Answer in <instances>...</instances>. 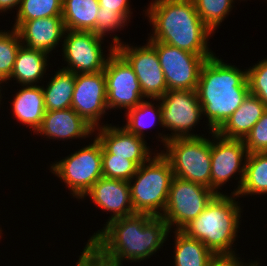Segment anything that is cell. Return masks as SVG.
Instances as JSON below:
<instances>
[{
    "label": "cell",
    "mask_w": 267,
    "mask_h": 266,
    "mask_svg": "<svg viewBox=\"0 0 267 266\" xmlns=\"http://www.w3.org/2000/svg\"><path fill=\"white\" fill-rule=\"evenodd\" d=\"M47 55L44 51L28 49L22 45L17 52L12 74L7 81L13 78L21 86L37 85L36 82L43 78L46 71Z\"/></svg>",
    "instance_id": "7402d4cb"
},
{
    "label": "cell",
    "mask_w": 267,
    "mask_h": 266,
    "mask_svg": "<svg viewBox=\"0 0 267 266\" xmlns=\"http://www.w3.org/2000/svg\"><path fill=\"white\" fill-rule=\"evenodd\" d=\"M51 171L66 183L73 197L82 199L85 193L103 177L101 142L95 136L93 143L53 163Z\"/></svg>",
    "instance_id": "52a82bcc"
},
{
    "label": "cell",
    "mask_w": 267,
    "mask_h": 266,
    "mask_svg": "<svg viewBox=\"0 0 267 266\" xmlns=\"http://www.w3.org/2000/svg\"><path fill=\"white\" fill-rule=\"evenodd\" d=\"M196 93L208 129L216 132L250 93L247 69L241 71L214 54L202 65Z\"/></svg>",
    "instance_id": "7a4b0ae2"
},
{
    "label": "cell",
    "mask_w": 267,
    "mask_h": 266,
    "mask_svg": "<svg viewBox=\"0 0 267 266\" xmlns=\"http://www.w3.org/2000/svg\"><path fill=\"white\" fill-rule=\"evenodd\" d=\"M211 134L214 137V140L211 141V190L215 194H223L217 189L226 184L238 172L239 184L232 193L237 196L243 183L244 161L248 155L244 141L243 139H227L219 136L216 132Z\"/></svg>",
    "instance_id": "5bb4252c"
},
{
    "label": "cell",
    "mask_w": 267,
    "mask_h": 266,
    "mask_svg": "<svg viewBox=\"0 0 267 266\" xmlns=\"http://www.w3.org/2000/svg\"><path fill=\"white\" fill-rule=\"evenodd\" d=\"M138 166L131 160L121 157H102L103 177L129 181L136 173Z\"/></svg>",
    "instance_id": "4dcf8cb0"
},
{
    "label": "cell",
    "mask_w": 267,
    "mask_h": 266,
    "mask_svg": "<svg viewBox=\"0 0 267 266\" xmlns=\"http://www.w3.org/2000/svg\"><path fill=\"white\" fill-rule=\"evenodd\" d=\"M231 195L216 194L200 215L181 229L187 236L202 242L213 254L235 253L232 245L238 236L242 209L235 195Z\"/></svg>",
    "instance_id": "277c9868"
},
{
    "label": "cell",
    "mask_w": 267,
    "mask_h": 266,
    "mask_svg": "<svg viewBox=\"0 0 267 266\" xmlns=\"http://www.w3.org/2000/svg\"><path fill=\"white\" fill-rule=\"evenodd\" d=\"M63 0H22L17 9L16 22L52 16H62Z\"/></svg>",
    "instance_id": "83f0119b"
},
{
    "label": "cell",
    "mask_w": 267,
    "mask_h": 266,
    "mask_svg": "<svg viewBox=\"0 0 267 266\" xmlns=\"http://www.w3.org/2000/svg\"><path fill=\"white\" fill-rule=\"evenodd\" d=\"M99 8L98 0H63L62 19L65 29L93 32Z\"/></svg>",
    "instance_id": "603a6c76"
},
{
    "label": "cell",
    "mask_w": 267,
    "mask_h": 266,
    "mask_svg": "<svg viewBox=\"0 0 267 266\" xmlns=\"http://www.w3.org/2000/svg\"><path fill=\"white\" fill-rule=\"evenodd\" d=\"M98 2L103 10L116 11L129 21L131 17L129 0H98Z\"/></svg>",
    "instance_id": "d590c367"
},
{
    "label": "cell",
    "mask_w": 267,
    "mask_h": 266,
    "mask_svg": "<svg viewBox=\"0 0 267 266\" xmlns=\"http://www.w3.org/2000/svg\"><path fill=\"white\" fill-rule=\"evenodd\" d=\"M21 43L28 49L40 50L49 54L64 37L65 26L62 16L15 22Z\"/></svg>",
    "instance_id": "ac0fdd59"
},
{
    "label": "cell",
    "mask_w": 267,
    "mask_h": 266,
    "mask_svg": "<svg viewBox=\"0 0 267 266\" xmlns=\"http://www.w3.org/2000/svg\"><path fill=\"white\" fill-rule=\"evenodd\" d=\"M71 108L94 129L108 111L104 71L76 74Z\"/></svg>",
    "instance_id": "9a60e30c"
},
{
    "label": "cell",
    "mask_w": 267,
    "mask_h": 266,
    "mask_svg": "<svg viewBox=\"0 0 267 266\" xmlns=\"http://www.w3.org/2000/svg\"><path fill=\"white\" fill-rule=\"evenodd\" d=\"M21 46L22 43L15 28L7 32L0 30V78L6 82L12 74L17 52Z\"/></svg>",
    "instance_id": "f546056e"
},
{
    "label": "cell",
    "mask_w": 267,
    "mask_h": 266,
    "mask_svg": "<svg viewBox=\"0 0 267 266\" xmlns=\"http://www.w3.org/2000/svg\"><path fill=\"white\" fill-rule=\"evenodd\" d=\"M173 178L171 165L161 152L141 164L129 180L134 212L162 216Z\"/></svg>",
    "instance_id": "5b68a950"
},
{
    "label": "cell",
    "mask_w": 267,
    "mask_h": 266,
    "mask_svg": "<svg viewBox=\"0 0 267 266\" xmlns=\"http://www.w3.org/2000/svg\"><path fill=\"white\" fill-rule=\"evenodd\" d=\"M232 254H214L208 266H259V262L252 261V263H244L240 261V257Z\"/></svg>",
    "instance_id": "e575fe53"
},
{
    "label": "cell",
    "mask_w": 267,
    "mask_h": 266,
    "mask_svg": "<svg viewBox=\"0 0 267 266\" xmlns=\"http://www.w3.org/2000/svg\"><path fill=\"white\" fill-rule=\"evenodd\" d=\"M95 129L72 108L46 111L37 134L49 139L87 138ZM87 136V137H86Z\"/></svg>",
    "instance_id": "d6986e66"
},
{
    "label": "cell",
    "mask_w": 267,
    "mask_h": 266,
    "mask_svg": "<svg viewBox=\"0 0 267 266\" xmlns=\"http://www.w3.org/2000/svg\"><path fill=\"white\" fill-rule=\"evenodd\" d=\"M63 38L62 51L68 66L62 69L74 74L103 71L108 57L115 51V46L111 45L105 58L101 46L104 38L91 31L65 30Z\"/></svg>",
    "instance_id": "8fae6325"
},
{
    "label": "cell",
    "mask_w": 267,
    "mask_h": 266,
    "mask_svg": "<svg viewBox=\"0 0 267 266\" xmlns=\"http://www.w3.org/2000/svg\"><path fill=\"white\" fill-rule=\"evenodd\" d=\"M148 42L156 49L168 90H196L202 65L213 55H198L162 42Z\"/></svg>",
    "instance_id": "30bf717a"
},
{
    "label": "cell",
    "mask_w": 267,
    "mask_h": 266,
    "mask_svg": "<svg viewBox=\"0 0 267 266\" xmlns=\"http://www.w3.org/2000/svg\"><path fill=\"white\" fill-rule=\"evenodd\" d=\"M85 245L98 259L110 266L149 259L163 246L170 233L162 216L135 213L107 221Z\"/></svg>",
    "instance_id": "6da1fadb"
},
{
    "label": "cell",
    "mask_w": 267,
    "mask_h": 266,
    "mask_svg": "<svg viewBox=\"0 0 267 266\" xmlns=\"http://www.w3.org/2000/svg\"><path fill=\"white\" fill-rule=\"evenodd\" d=\"M96 130L99 132L95 136L102 144V157H121L133 161L139 167L152 156L144 138L130 133L123 126L104 124Z\"/></svg>",
    "instance_id": "2e32d148"
},
{
    "label": "cell",
    "mask_w": 267,
    "mask_h": 266,
    "mask_svg": "<svg viewBox=\"0 0 267 266\" xmlns=\"http://www.w3.org/2000/svg\"><path fill=\"white\" fill-rule=\"evenodd\" d=\"M128 23L127 20L116 11H108L103 10L101 7L99 8L97 19H96V27L93 31L94 34L104 37L106 33L110 31H116L126 26Z\"/></svg>",
    "instance_id": "836d02e7"
},
{
    "label": "cell",
    "mask_w": 267,
    "mask_h": 266,
    "mask_svg": "<svg viewBox=\"0 0 267 266\" xmlns=\"http://www.w3.org/2000/svg\"><path fill=\"white\" fill-rule=\"evenodd\" d=\"M113 45L115 50L133 68L144 98L158 99L168 91L156 49L149 42L142 47H133L123 44L120 38L115 35Z\"/></svg>",
    "instance_id": "7c38bea8"
},
{
    "label": "cell",
    "mask_w": 267,
    "mask_h": 266,
    "mask_svg": "<svg viewBox=\"0 0 267 266\" xmlns=\"http://www.w3.org/2000/svg\"><path fill=\"white\" fill-rule=\"evenodd\" d=\"M103 71L106 79L108 110L124 108L127 112L144 100L133 68L116 50L108 57Z\"/></svg>",
    "instance_id": "4fadbf2b"
},
{
    "label": "cell",
    "mask_w": 267,
    "mask_h": 266,
    "mask_svg": "<svg viewBox=\"0 0 267 266\" xmlns=\"http://www.w3.org/2000/svg\"><path fill=\"white\" fill-rule=\"evenodd\" d=\"M266 110V105L249 93L216 133L227 139H244Z\"/></svg>",
    "instance_id": "ffe728a7"
},
{
    "label": "cell",
    "mask_w": 267,
    "mask_h": 266,
    "mask_svg": "<svg viewBox=\"0 0 267 266\" xmlns=\"http://www.w3.org/2000/svg\"><path fill=\"white\" fill-rule=\"evenodd\" d=\"M166 152L174 176L199 183L211 189V141L204 136L179 137L168 140Z\"/></svg>",
    "instance_id": "8992f818"
},
{
    "label": "cell",
    "mask_w": 267,
    "mask_h": 266,
    "mask_svg": "<svg viewBox=\"0 0 267 266\" xmlns=\"http://www.w3.org/2000/svg\"><path fill=\"white\" fill-rule=\"evenodd\" d=\"M267 194V152L248 153L245 174L237 197Z\"/></svg>",
    "instance_id": "484cf974"
},
{
    "label": "cell",
    "mask_w": 267,
    "mask_h": 266,
    "mask_svg": "<svg viewBox=\"0 0 267 266\" xmlns=\"http://www.w3.org/2000/svg\"><path fill=\"white\" fill-rule=\"evenodd\" d=\"M125 114L127 122L123 127L138 137L144 138L143 130L147 129L148 126H154L156 120L163 127L161 104L154 107L152 102L142 100L136 107L128 110Z\"/></svg>",
    "instance_id": "4316f807"
},
{
    "label": "cell",
    "mask_w": 267,
    "mask_h": 266,
    "mask_svg": "<svg viewBox=\"0 0 267 266\" xmlns=\"http://www.w3.org/2000/svg\"><path fill=\"white\" fill-rule=\"evenodd\" d=\"M146 11L154 31L148 41L193 54L214 55L207 46L213 32L199 17L192 0H154Z\"/></svg>",
    "instance_id": "3957f363"
},
{
    "label": "cell",
    "mask_w": 267,
    "mask_h": 266,
    "mask_svg": "<svg viewBox=\"0 0 267 266\" xmlns=\"http://www.w3.org/2000/svg\"><path fill=\"white\" fill-rule=\"evenodd\" d=\"M152 100L161 101L163 127L173 131L170 136L159 135L163 145L173 138L198 137L189 132L203 116L196 90H168L161 98Z\"/></svg>",
    "instance_id": "9c48e42d"
},
{
    "label": "cell",
    "mask_w": 267,
    "mask_h": 266,
    "mask_svg": "<svg viewBox=\"0 0 267 266\" xmlns=\"http://www.w3.org/2000/svg\"><path fill=\"white\" fill-rule=\"evenodd\" d=\"M11 103L15 118L23 125L30 126L33 132L36 133L46 112L42 86H23L16 93Z\"/></svg>",
    "instance_id": "44dd1931"
},
{
    "label": "cell",
    "mask_w": 267,
    "mask_h": 266,
    "mask_svg": "<svg viewBox=\"0 0 267 266\" xmlns=\"http://www.w3.org/2000/svg\"><path fill=\"white\" fill-rule=\"evenodd\" d=\"M129 181L100 178L82 197L89 196L102 210L112 212L108 221L135 214L130 194Z\"/></svg>",
    "instance_id": "e0dca14e"
},
{
    "label": "cell",
    "mask_w": 267,
    "mask_h": 266,
    "mask_svg": "<svg viewBox=\"0 0 267 266\" xmlns=\"http://www.w3.org/2000/svg\"><path fill=\"white\" fill-rule=\"evenodd\" d=\"M195 9L204 22V24L212 31L218 27L224 18L229 15L234 3L233 0H192ZM228 14V15H227Z\"/></svg>",
    "instance_id": "f1b7e54d"
},
{
    "label": "cell",
    "mask_w": 267,
    "mask_h": 266,
    "mask_svg": "<svg viewBox=\"0 0 267 266\" xmlns=\"http://www.w3.org/2000/svg\"><path fill=\"white\" fill-rule=\"evenodd\" d=\"M243 141L248 153L267 152V110Z\"/></svg>",
    "instance_id": "d6a6232c"
},
{
    "label": "cell",
    "mask_w": 267,
    "mask_h": 266,
    "mask_svg": "<svg viewBox=\"0 0 267 266\" xmlns=\"http://www.w3.org/2000/svg\"><path fill=\"white\" fill-rule=\"evenodd\" d=\"M76 74L63 69L56 72L46 88L42 86L45 110H61L71 108Z\"/></svg>",
    "instance_id": "cb8c5ba5"
},
{
    "label": "cell",
    "mask_w": 267,
    "mask_h": 266,
    "mask_svg": "<svg viewBox=\"0 0 267 266\" xmlns=\"http://www.w3.org/2000/svg\"><path fill=\"white\" fill-rule=\"evenodd\" d=\"M4 82H5V81H4L2 78H0V84L2 85V83H4ZM1 85H0V87H1ZM1 91H2V90H0V94H1ZM1 96H2V95H0V98H1ZM0 102H1V100H0Z\"/></svg>",
    "instance_id": "f35d334b"
},
{
    "label": "cell",
    "mask_w": 267,
    "mask_h": 266,
    "mask_svg": "<svg viewBox=\"0 0 267 266\" xmlns=\"http://www.w3.org/2000/svg\"><path fill=\"white\" fill-rule=\"evenodd\" d=\"M22 0H0V12H6L13 7H20Z\"/></svg>",
    "instance_id": "74e56055"
},
{
    "label": "cell",
    "mask_w": 267,
    "mask_h": 266,
    "mask_svg": "<svg viewBox=\"0 0 267 266\" xmlns=\"http://www.w3.org/2000/svg\"><path fill=\"white\" fill-rule=\"evenodd\" d=\"M76 266H110L98 259L86 246Z\"/></svg>",
    "instance_id": "8d00e7d4"
},
{
    "label": "cell",
    "mask_w": 267,
    "mask_h": 266,
    "mask_svg": "<svg viewBox=\"0 0 267 266\" xmlns=\"http://www.w3.org/2000/svg\"><path fill=\"white\" fill-rule=\"evenodd\" d=\"M216 194L207 186L174 176L162 218L181 230L197 218Z\"/></svg>",
    "instance_id": "ba28073f"
},
{
    "label": "cell",
    "mask_w": 267,
    "mask_h": 266,
    "mask_svg": "<svg viewBox=\"0 0 267 266\" xmlns=\"http://www.w3.org/2000/svg\"><path fill=\"white\" fill-rule=\"evenodd\" d=\"M174 266H208L213 253L199 240L175 228Z\"/></svg>",
    "instance_id": "d4e9b609"
},
{
    "label": "cell",
    "mask_w": 267,
    "mask_h": 266,
    "mask_svg": "<svg viewBox=\"0 0 267 266\" xmlns=\"http://www.w3.org/2000/svg\"><path fill=\"white\" fill-rule=\"evenodd\" d=\"M250 94L258 97L267 107V59L247 70Z\"/></svg>",
    "instance_id": "1f68e13d"
}]
</instances>
